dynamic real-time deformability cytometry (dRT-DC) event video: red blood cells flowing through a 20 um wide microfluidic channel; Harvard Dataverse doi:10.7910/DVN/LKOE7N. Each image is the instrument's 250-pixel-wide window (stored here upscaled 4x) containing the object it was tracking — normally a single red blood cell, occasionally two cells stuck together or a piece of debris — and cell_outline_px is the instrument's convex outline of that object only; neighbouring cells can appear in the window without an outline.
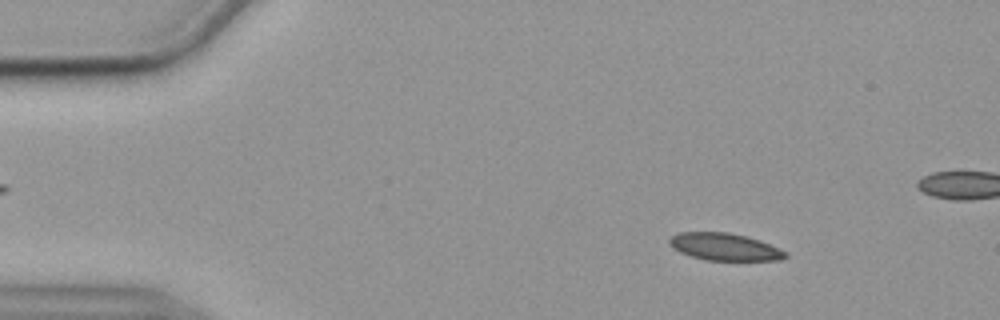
{"species": "common noctule bat (a hibernating species)", "species_latin": "Nyctalus noctula", "temperature_condition": "cold", "stored_images_in_passage": 56, "camera_frame_rate_fps": 3000, "um_per_image_px": 0.085, "animal": {"sex": "female", "body_mass_g": 19.9}, "frame": {"image": 1, "passage_image": 7, "time_ms": 2.0, "image_size_px": [1000, 320], "cell_outline_px": [[788, 256], [780, 260], [704, 260], [680, 252], [672, 248], [668, 244], [668, 240], [672, 236], [680, 232], [728, 232], [748, 236], [760, 240], [780, 248], [788, 252]], "centroid_in_image_um": [61.61, 20.97], "position_along_channel_um": 23.4, "area_um2": 18.61}}
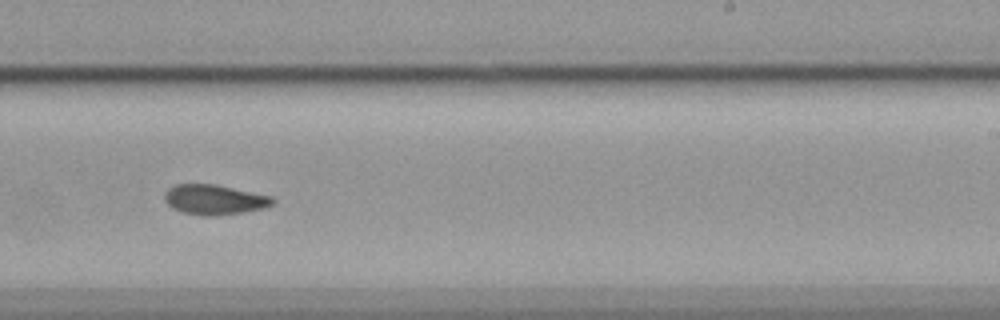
{"frame": {"image": 2, "passage_image": 34, "time_ms": 11.0, "image_size_px": [1000, 320], "cell_outline_px": [[276, 200], [272, 204], [264, 208], [244, 212], [216, 216], [204, 216], [184, 212], [172, 208], [164, 200], [164, 192], [168, 188], [176, 184], [216, 184], [272, 196]], "centroid_in_image_um": [18.22, 16.96], "position_along_channel_um": 270.8, "area_um2": 19.02}}
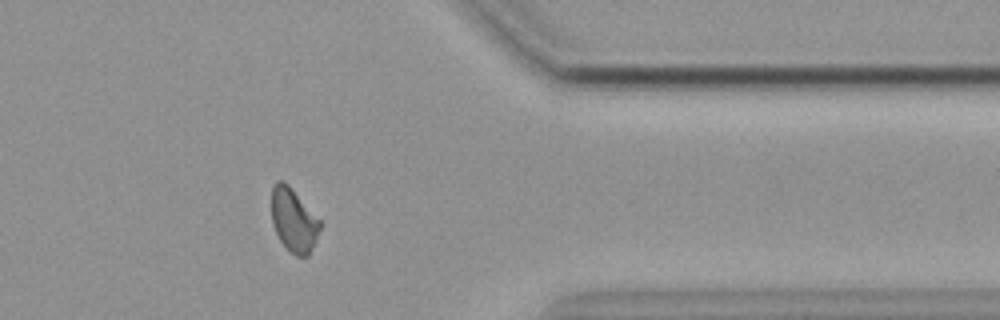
{"frame": {"image": 3, "passage_image": 45, "time_ms": 14.667, "image_size_px": [1000, 320], "cell_outline_px": [[324, 224], [308, 256], [296, 256], [280, 240], [272, 224], [272, 184], [276, 180], [284, 180], [288, 184]], "centroid_in_image_um": [24.98, 18.69], "position_along_channel_um": 386.4, "area_um2": 18.03}, "authors_computed_cell_mechanics": {"area_um2": 18.5827, "velocity_mm_per_s": 3.5648, "shape_relaxation_time_tau1_ms": 9.8137, "shape_relaxation_time_tau2_ms": 3.371, "deformation_change_tau1": 0.2054, "deformation_change_tau2": 0.0859}}